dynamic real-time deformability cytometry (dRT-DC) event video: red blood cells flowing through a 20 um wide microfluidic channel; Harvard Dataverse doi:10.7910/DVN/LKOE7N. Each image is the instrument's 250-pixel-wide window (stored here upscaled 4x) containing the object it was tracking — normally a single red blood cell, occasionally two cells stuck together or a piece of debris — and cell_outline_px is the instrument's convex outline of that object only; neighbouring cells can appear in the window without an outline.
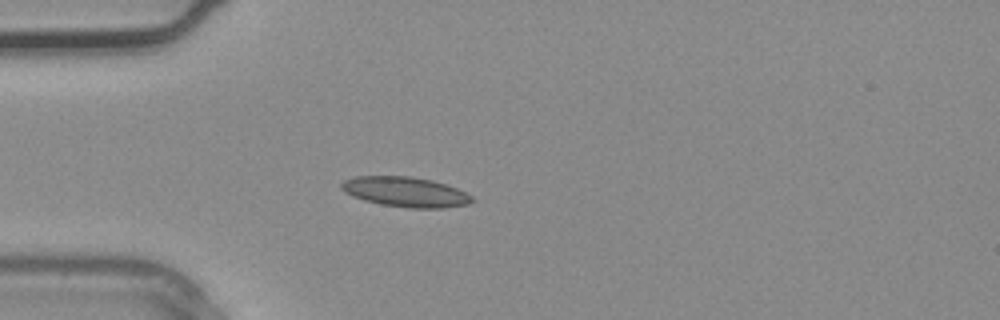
{"species": "common noctule bat (a hibernating species)", "species_latin": "Nyctalus noctula", "temperature_condition": "warm", "stored_images_in_passage": 3, "camera_frame_rate_fps": 3000, "um_per_image_px": 0.085, "animal": {"sex": "male", "body_mass_g": 20.4}, "frame": {"image": 1, "passage_image": 3, "time_ms": 0.667, "image_size_px": [1000, 320], "cell_outline_px": [[476, 200], [468, 204], [444, 208], [408, 208], [380, 204], [364, 200], [352, 196], [344, 192], [340, 188], [340, 184], [344, 180], [356, 176], [412, 176], [432, 180], [456, 188], [472, 196]], "centroid_in_image_um": [34.45, 16.31], "position_along_channel_um": 50.6, "area_um2": 22.95}}